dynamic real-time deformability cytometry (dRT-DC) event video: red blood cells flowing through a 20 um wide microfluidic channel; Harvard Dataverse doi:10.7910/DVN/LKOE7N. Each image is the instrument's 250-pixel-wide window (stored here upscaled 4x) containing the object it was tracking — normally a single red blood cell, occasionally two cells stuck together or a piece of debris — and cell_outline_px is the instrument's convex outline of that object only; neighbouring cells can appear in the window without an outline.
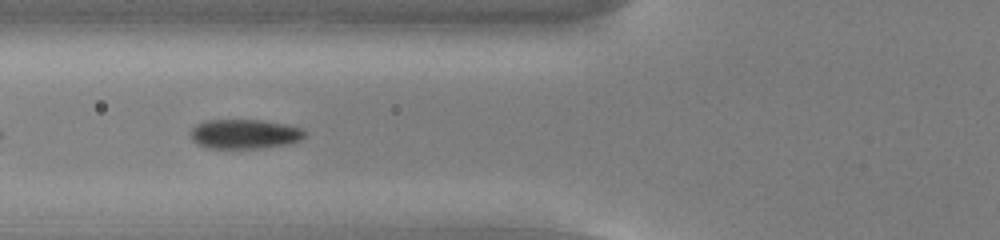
{"species": "common noctule bat (a hibernating species)", "species_latin": "Nyctalus noctula", "temperature_condition": "cold", "stored_images_in_passage": 38, "camera_frame_rate_fps": 3000, "um_per_image_px": 0.085, "animal": {"sex": "male", "body_mass_g": 13.0, "forearm_length_mm": 53.1}, "frame": {"image": 1, "passage_image": 5, "time_ms": 1.333, "image_size_px": [1000, 240], "cell_outline_px": [[304, 136], [300, 140], [284, 144], [260, 148], [208, 148], [196, 144], [192, 140], [188, 132], [196, 124], [204, 120], [260, 120], [284, 124], [300, 128], [304, 132]], "centroid_in_image_um": [20.69, 11.39], "position_along_channel_um": 105.1, "area_um2": 19.54}}
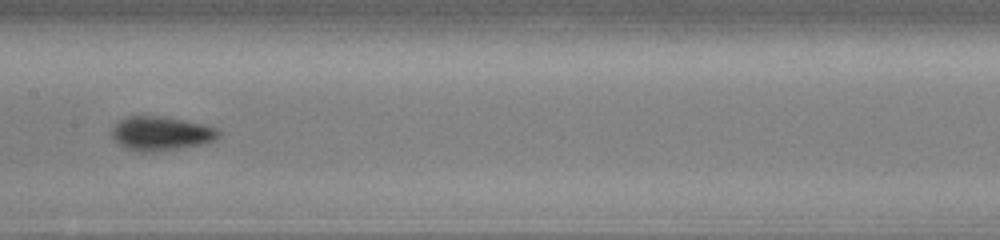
{"frame": {"image": 2, "passage_image": 12, "time_ms": 3.667, "image_size_px": [1000, 240], "cell_outline_px": [[220, 136], [216, 140], [204, 144], [180, 148], [152, 152], [136, 152], [124, 148], [112, 140], [112, 128], [120, 120], [128, 116], [164, 116], [204, 124], [216, 128], [220, 132]], "centroid_in_image_um": [13.68, 11.36], "position_along_channel_um": 193.7, "area_um2": 21.5}}
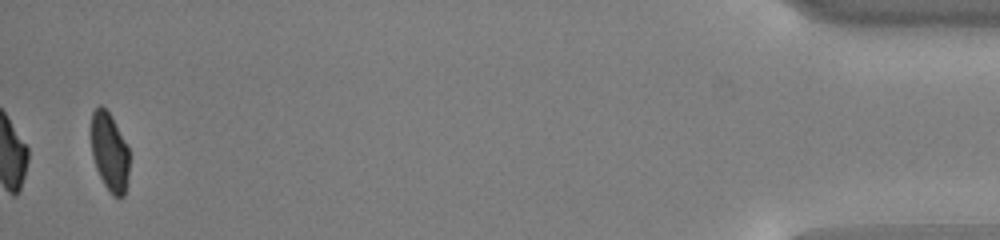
{"frame": {"image": 3, "passage_image": 37, "time_ms": 12.0, "image_size_px": [1000, 240], "cell_outline_px": [[128, 176], [124, 196], [120, 200], [112, 196], [104, 184], [96, 168], [92, 156], [92, 112], [100, 104], [108, 112], [128, 148]], "centroid_in_image_um": [9.31, 12.99], "position_along_channel_um": 425.9, "area_um2": 17.11}, "authors_computed_cell_mechanics": {"area_um2": 19.5364, "velocity_mm_per_s": 3.7933, "shape_relaxation_time_tau1_ms": 2.1335, "shape_relaxation_time_tau2_ms": null, "deformation_change_tau1": 0.0967, "deformation_change_tau2": null}}